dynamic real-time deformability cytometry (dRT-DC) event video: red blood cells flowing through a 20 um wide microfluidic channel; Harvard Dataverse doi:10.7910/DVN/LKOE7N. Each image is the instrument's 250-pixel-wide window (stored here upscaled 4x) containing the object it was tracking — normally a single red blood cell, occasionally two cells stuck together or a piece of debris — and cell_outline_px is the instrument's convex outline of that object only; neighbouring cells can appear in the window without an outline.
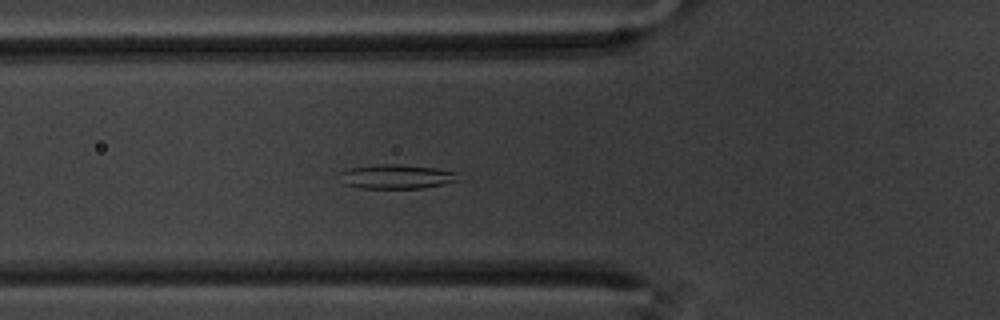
{"species": "common noctule bat (a hibernating species)", "species_latin": "Nyctalus noctula", "temperature_condition": "warm", "stored_images_in_passage": 57, "camera_frame_rate_fps": 3000, "um_per_image_px": 0.085, "animal": {"sex": "male", "body_mass_g": 20.1, "forearm_length_mm": 53.5}, "frame": {"image": 1, "passage_image": 19, "time_ms": 6.0, "image_size_px": [1000, 320], "cell_outline_px": [[464, 180], [424, 188], [360, 188], [344, 184], [340, 172], [348, 168], [376, 164], [400, 164], [436, 168], [460, 172]], "centroid_in_image_um": [33.82, 15.01], "position_along_channel_um": 92.0, "area_um2": 17.17}}
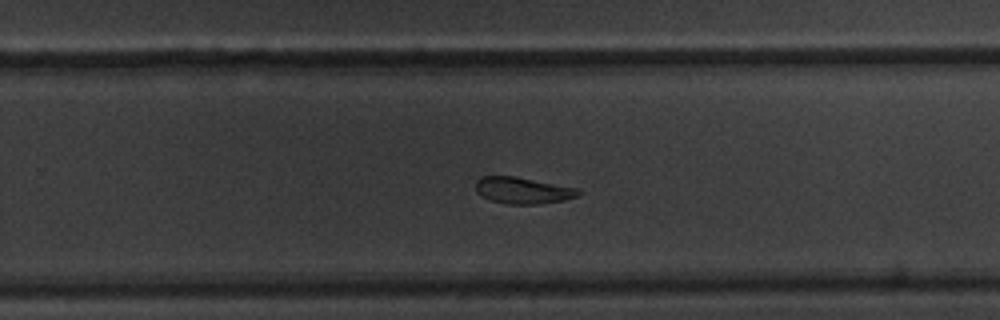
{"frame": {"image": 2, "passage_image": 36, "time_ms": 11.667, "image_size_px": [1000, 320], "cell_outline_px": [[580, 196], [564, 200], [536, 204], [508, 204], [492, 200], [480, 196], [476, 192], [476, 180], [480, 176], [516, 176], [580, 188]], "centroid_in_image_um": [44.46, 16.17], "position_along_channel_um": 285.3, "area_um2": 16.07}}
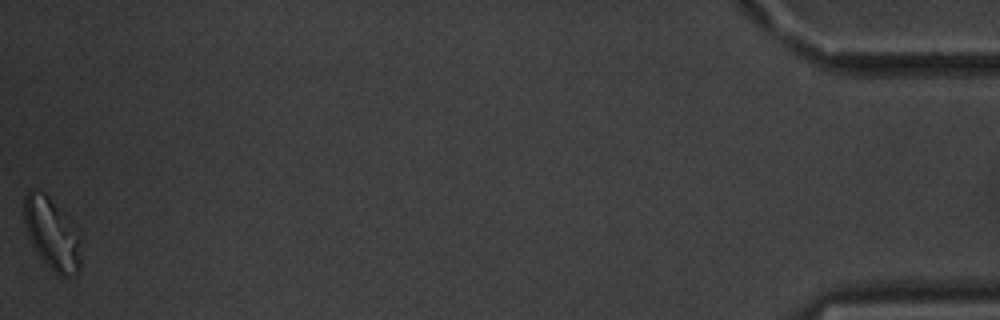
{"frame": {"image": 3, "passage_image": 57, "time_ms": 18.667, "image_size_px": [1000, 320], "cell_outline_px": [[84, 240], [80, 268], [76, 276], [60, 276], [40, 256], [32, 244], [28, 236], [24, 224], [24, 196], [32, 188], [36, 188], [44, 192], [80, 228], [84, 236]], "centroid_in_image_um": [4.51, 19.85], "position_along_channel_um": 430.7, "area_um2": 24.74}, "authors_computed_cell_mechanics": {"area_um2": 18.2648, "velocity_mm_per_s": 3.4071, "shape_relaxation_time_tau1_ms": 7.1363, "shape_relaxation_time_tau2_ms": 5.9238, "deformation_change_tau1": 0.1666, "deformation_change_tau2": 0.1075}}